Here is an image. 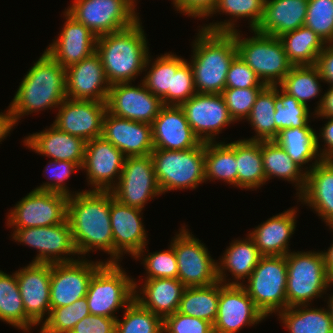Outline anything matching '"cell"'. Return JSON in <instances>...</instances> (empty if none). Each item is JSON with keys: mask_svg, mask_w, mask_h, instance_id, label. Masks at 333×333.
Returning a JSON list of instances; mask_svg holds the SVG:
<instances>
[{"mask_svg": "<svg viewBox=\"0 0 333 333\" xmlns=\"http://www.w3.org/2000/svg\"><path fill=\"white\" fill-rule=\"evenodd\" d=\"M151 126L154 149L182 151L201 143L180 106L164 105Z\"/></svg>", "mask_w": 333, "mask_h": 333, "instance_id": "cell-25", "label": "cell"}, {"mask_svg": "<svg viewBox=\"0 0 333 333\" xmlns=\"http://www.w3.org/2000/svg\"><path fill=\"white\" fill-rule=\"evenodd\" d=\"M227 248L220 259L221 263H217L218 281L224 285H242L243 282L238 281L249 278L262 255L249 235L246 239L233 241ZM226 270L234 276V281H226Z\"/></svg>", "mask_w": 333, "mask_h": 333, "instance_id": "cell-32", "label": "cell"}, {"mask_svg": "<svg viewBox=\"0 0 333 333\" xmlns=\"http://www.w3.org/2000/svg\"><path fill=\"white\" fill-rule=\"evenodd\" d=\"M135 0H74L66 12L97 37L121 31L140 19Z\"/></svg>", "mask_w": 333, "mask_h": 333, "instance_id": "cell-10", "label": "cell"}, {"mask_svg": "<svg viewBox=\"0 0 333 333\" xmlns=\"http://www.w3.org/2000/svg\"><path fill=\"white\" fill-rule=\"evenodd\" d=\"M264 0H218L215 8L208 15L226 13L232 18H249L251 30H255L263 17Z\"/></svg>", "mask_w": 333, "mask_h": 333, "instance_id": "cell-48", "label": "cell"}, {"mask_svg": "<svg viewBox=\"0 0 333 333\" xmlns=\"http://www.w3.org/2000/svg\"><path fill=\"white\" fill-rule=\"evenodd\" d=\"M170 243L178 264L177 278L185 287H204L218 282L217 262L211 258L205 244L185 226Z\"/></svg>", "mask_w": 333, "mask_h": 333, "instance_id": "cell-11", "label": "cell"}, {"mask_svg": "<svg viewBox=\"0 0 333 333\" xmlns=\"http://www.w3.org/2000/svg\"><path fill=\"white\" fill-rule=\"evenodd\" d=\"M218 0H173L177 11L191 17L207 18L215 8Z\"/></svg>", "mask_w": 333, "mask_h": 333, "instance_id": "cell-56", "label": "cell"}, {"mask_svg": "<svg viewBox=\"0 0 333 333\" xmlns=\"http://www.w3.org/2000/svg\"><path fill=\"white\" fill-rule=\"evenodd\" d=\"M120 266L104 263L90 279L86 294L90 314L117 319L114 313L134 300L135 281Z\"/></svg>", "mask_w": 333, "mask_h": 333, "instance_id": "cell-8", "label": "cell"}, {"mask_svg": "<svg viewBox=\"0 0 333 333\" xmlns=\"http://www.w3.org/2000/svg\"><path fill=\"white\" fill-rule=\"evenodd\" d=\"M328 312H329V315L331 316V319L333 321V294L329 297V300H328Z\"/></svg>", "mask_w": 333, "mask_h": 333, "instance_id": "cell-62", "label": "cell"}, {"mask_svg": "<svg viewBox=\"0 0 333 333\" xmlns=\"http://www.w3.org/2000/svg\"><path fill=\"white\" fill-rule=\"evenodd\" d=\"M316 131L310 127L309 123L305 127L282 129L277 138V142L288 154V156L303 170L304 164L315 159L312 166L305 168L308 173L315 164L319 163L322 158L319 154L320 143ZM307 169V171H306ZM309 169V170H308Z\"/></svg>", "mask_w": 333, "mask_h": 333, "instance_id": "cell-33", "label": "cell"}, {"mask_svg": "<svg viewBox=\"0 0 333 333\" xmlns=\"http://www.w3.org/2000/svg\"><path fill=\"white\" fill-rule=\"evenodd\" d=\"M287 263V307L309 305L332 285L328 278L323 251L289 252Z\"/></svg>", "mask_w": 333, "mask_h": 333, "instance_id": "cell-7", "label": "cell"}, {"mask_svg": "<svg viewBox=\"0 0 333 333\" xmlns=\"http://www.w3.org/2000/svg\"><path fill=\"white\" fill-rule=\"evenodd\" d=\"M219 281L204 287H186L178 312L214 324L218 311Z\"/></svg>", "mask_w": 333, "mask_h": 333, "instance_id": "cell-40", "label": "cell"}, {"mask_svg": "<svg viewBox=\"0 0 333 333\" xmlns=\"http://www.w3.org/2000/svg\"><path fill=\"white\" fill-rule=\"evenodd\" d=\"M281 90V91H279ZM309 108L277 86L275 105V139L282 129L305 127L309 123Z\"/></svg>", "mask_w": 333, "mask_h": 333, "instance_id": "cell-45", "label": "cell"}, {"mask_svg": "<svg viewBox=\"0 0 333 333\" xmlns=\"http://www.w3.org/2000/svg\"><path fill=\"white\" fill-rule=\"evenodd\" d=\"M66 219L79 256L95 248L110 254L105 263H114L110 191L85 190L69 196Z\"/></svg>", "mask_w": 333, "mask_h": 333, "instance_id": "cell-1", "label": "cell"}, {"mask_svg": "<svg viewBox=\"0 0 333 333\" xmlns=\"http://www.w3.org/2000/svg\"><path fill=\"white\" fill-rule=\"evenodd\" d=\"M163 333H214L213 324L178 311L163 319Z\"/></svg>", "mask_w": 333, "mask_h": 333, "instance_id": "cell-53", "label": "cell"}, {"mask_svg": "<svg viewBox=\"0 0 333 333\" xmlns=\"http://www.w3.org/2000/svg\"><path fill=\"white\" fill-rule=\"evenodd\" d=\"M125 158L126 156L103 136L87 141L81 168L86 170L88 184L94 187L92 189L110 191L117 184V179H120Z\"/></svg>", "mask_w": 333, "mask_h": 333, "instance_id": "cell-21", "label": "cell"}, {"mask_svg": "<svg viewBox=\"0 0 333 333\" xmlns=\"http://www.w3.org/2000/svg\"><path fill=\"white\" fill-rule=\"evenodd\" d=\"M196 37L192 60L189 61L196 92L221 94L230 63L237 55L235 36L231 32L200 29Z\"/></svg>", "mask_w": 333, "mask_h": 333, "instance_id": "cell-5", "label": "cell"}, {"mask_svg": "<svg viewBox=\"0 0 333 333\" xmlns=\"http://www.w3.org/2000/svg\"><path fill=\"white\" fill-rule=\"evenodd\" d=\"M277 103V86H265L258 96L247 121L256 131L251 141L275 140V105Z\"/></svg>", "mask_w": 333, "mask_h": 333, "instance_id": "cell-41", "label": "cell"}, {"mask_svg": "<svg viewBox=\"0 0 333 333\" xmlns=\"http://www.w3.org/2000/svg\"><path fill=\"white\" fill-rule=\"evenodd\" d=\"M298 200L317 212L326 225H333V159H322L309 170Z\"/></svg>", "mask_w": 333, "mask_h": 333, "instance_id": "cell-28", "label": "cell"}, {"mask_svg": "<svg viewBox=\"0 0 333 333\" xmlns=\"http://www.w3.org/2000/svg\"><path fill=\"white\" fill-rule=\"evenodd\" d=\"M265 316L255 306L242 285H224L219 281L214 333H237L243 326L258 324Z\"/></svg>", "mask_w": 333, "mask_h": 333, "instance_id": "cell-18", "label": "cell"}, {"mask_svg": "<svg viewBox=\"0 0 333 333\" xmlns=\"http://www.w3.org/2000/svg\"><path fill=\"white\" fill-rule=\"evenodd\" d=\"M141 25L139 20L129 28L97 37L96 52L110 85L132 82L149 67V47Z\"/></svg>", "mask_w": 333, "mask_h": 333, "instance_id": "cell-3", "label": "cell"}, {"mask_svg": "<svg viewBox=\"0 0 333 333\" xmlns=\"http://www.w3.org/2000/svg\"><path fill=\"white\" fill-rule=\"evenodd\" d=\"M236 19L210 23L201 29L209 32H231L235 36L237 54L256 73L266 86L279 85L293 64L288 60L278 37L259 33L243 38L235 29ZM243 38V39H242Z\"/></svg>", "mask_w": 333, "mask_h": 333, "instance_id": "cell-4", "label": "cell"}, {"mask_svg": "<svg viewBox=\"0 0 333 333\" xmlns=\"http://www.w3.org/2000/svg\"><path fill=\"white\" fill-rule=\"evenodd\" d=\"M110 84L102 60L95 51L79 63L66 68V96L70 99L107 101Z\"/></svg>", "mask_w": 333, "mask_h": 333, "instance_id": "cell-22", "label": "cell"}, {"mask_svg": "<svg viewBox=\"0 0 333 333\" xmlns=\"http://www.w3.org/2000/svg\"><path fill=\"white\" fill-rule=\"evenodd\" d=\"M297 210L294 208L277 214L255 227L248 235L262 256H286L289 240L294 234Z\"/></svg>", "mask_w": 333, "mask_h": 333, "instance_id": "cell-29", "label": "cell"}, {"mask_svg": "<svg viewBox=\"0 0 333 333\" xmlns=\"http://www.w3.org/2000/svg\"><path fill=\"white\" fill-rule=\"evenodd\" d=\"M12 236L20 244L23 243L38 250L39 254L32 263L54 264L78 260L73 259L72 256L68 257L78 253L67 219L53 226L15 228Z\"/></svg>", "mask_w": 333, "mask_h": 333, "instance_id": "cell-13", "label": "cell"}, {"mask_svg": "<svg viewBox=\"0 0 333 333\" xmlns=\"http://www.w3.org/2000/svg\"><path fill=\"white\" fill-rule=\"evenodd\" d=\"M142 285V289H139L140 294H138L137 282H134V299L142 307L151 310L162 319L178 310L186 288L178 278L146 279Z\"/></svg>", "mask_w": 333, "mask_h": 333, "instance_id": "cell-30", "label": "cell"}, {"mask_svg": "<svg viewBox=\"0 0 333 333\" xmlns=\"http://www.w3.org/2000/svg\"><path fill=\"white\" fill-rule=\"evenodd\" d=\"M256 73L237 54L230 63L225 88L265 87Z\"/></svg>", "mask_w": 333, "mask_h": 333, "instance_id": "cell-54", "label": "cell"}, {"mask_svg": "<svg viewBox=\"0 0 333 333\" xmlns=\"http://www.w3.org/2000/svg\"><path fill=\"white\" fill-rule=\"evenodd\" d=\"M205 180H224L238 187V169L235 158V141L205 142ZM208 179V180H207Z\"/></svg>", "mask_w": 333, "mask_h": 333, "instance_id": "cell-39", "label": "cell"}, {"mask_svg": "<svg viewBox=\"0 0 333 333\" xmlns=\"http://www.w3.org/2000/svg\"><path fill=\"white\" fill-rule=\"evenodd\" d=\"M196 93L192 68L186 60L176 71H172V90H168L162 103L180 106Z\"/></svg>", "mask_w": 333, "mask_h": 333, "instance_id": "cell-50", "label": "cell"}, {"mask_svg": "<svg viewBox=\"0 0 333 333\" xmlns=\"http://www.w3.org/2000/svg\"><path fill=\"white\" fill-rule=\"evenodd\" d=\"M13 129L12 124L10 123L9 110L5 113H0V142L2 139L10 134V131Z\"/></svg>", "mask_w": 333, "mask_h": 333, "instance_id": "cell-60", "label": "cell"}, {"mask_svg": "<svg viewBox=\"0 0 333 333\" xmlns=\"http://www.w3.org/2000/svg\"><path fill=\"white\" fill-rule=\"evenodd\" d=\"M131 84L110 85L107 111L120 118L152 124L164 106L162 100L151 93L143 82L138 86Z\"/></svg>", "mask_w": 333, "mask_h": 333, "instance_id": "cell-16", "label": "cell"}, {"mask_svg": "<svg viewBox=\"0 0 333 333\" xmlns=\"http://www.w3.org/2000/svg\"><path fill=\"white\" fill-rule=\"evenodd\" d=\"M66 96V68L46 51L24 76L8 107L12 127L25 114L58 108Z\"/></svg>", "mask_w": 333, "mask_h": 333, "instance_id": "cell-2", "label": "cell"}, {"mask_svg": "<svg viewBox=\"0 0 333 333\" xmlns=\"http://www.w3.org/2000/svg\"><path fill=\"white\" fill-rule=\"evenodd\" d=\"M141 211L118 202L110 191V221L114 241V263L121 255L138 258L145 252L147 234L143 227ZM124 253V254H123Z\"/></svg>", "mask_w": 333, "mask_h": 333, "instance_id": "cell-19", "label": "cell"}, {"mask_svg": "<svg viewBox=\"0 0 333 333\" xmlns=\"http://www.w3.org/2000/svg\"><path fill=\"white\" fill-rule=\"evenodd\" d=\"M51 126L29 135L25 138L24 144L36 151L35 153L48 156L52 160L71 161L82 167L86 141L59 130L53 124Z\"/></svg>", "mask_w": 333, "mask_h": 333, "instance_id": "cell-27", "label": "cell"}, {"mask_svg": "<svg viewBox=\"0 0 333 333\" xmlns=\"http://www.w3.org/2000/svg\"><path fill=\"white\" fill-rule=\"evenodd\" d=\"M317 117L333 118V86H330L327 92L322 95L317 108L315 109Z\"/></svg>", "mask_w": 333, "mask_h": 333, "instance_id": "cell-59", "label": "cell"}, {"mask_svg": "<svg viewBox=\"0 0 333 333\" xmlns=\"http://www.w3.org/2000/svg\"><path fill=\"white\" fill-rule=\"evenodd\" d=\"M66 263L51 264L50 305L58 308L71 305L86 297L90 279L105 263L80 259Z\"/></svg>", "mask_w": 333, "mask_h": 333, "instance_id": "cell-15", "label": "cell"}, {"mask_svg": "<svg viewBox=\"0 0 333 333\" xmlns=\"http://www.w3.org/2000/svg\"><path fill=\"white\" fill-rule=\"evenodd\" d=\"M308 306L287 307L278 314L289 333H333V321L328 310Z\"/></svg>", "mask_w": 333, "mask_h": 333, "instance_id": "cell-38", "label": "cell"}, {"mask_svg": "<svg viewBox=\"0 0 333 333\" xmlns=\"http://www.w3.org/2000/svg\"><path fill=\"white\" fill-rule=\"evenodd\" d=\"M58 110L53 125L59 130L86 142L102 136L103 120L107 112L106 101L66 98Z\"/></svg>", "mask_w": 333, "mask_h": 333, "instance_id": "cell-20", "label": "cell"}, {"mask_svg": "<svg viewBox=\"0 0 333 333\" xmlns=\"http://www.w3.org/2000/svg\"><path fill=\"white\" fill-rule=\"evenodd\" d=\"M329 119L325 126L321 129L319 135H316L322 138L323 142L325 143L324 149L319 151V154L322 159H333V118L325 117Z\"/></svg>", "mask_w": 333, "mask_h": 333, "instance_id": "cell-58", "label": "cell"}, {"mask_svg": "<svg viewBox=\"0 0 333 333\" xmlns=\"http://www.w3.org/2000/svg\"><path fill=\"white\" fill-rule=\"evenodd\" d=\"M150 156L162 194L176 189H195L206 181L205 142L182 151L153 149Z\"/></svg>", "mask_w": 333, "mask_h": 333, "instance_id": "cell-6", "label": "cell"}, {"mask_svg": "<svg viewBox=\"0 0 333 333\" xmlns=\"http://www.w3.org/2000/svg\"><path fill=\"white\" fill-rule=\"evenodd\" d=\"M242 287L265 316L287 308V263L285 256H261Z\"/></svg>", "mask_w": 333, "mask_h": 333, "instance_id": "cell-9", "label": "cell"}, {"mask_svg": "<svg viewBox=\"0 0 333 333\" xmlns=\"http://www.w3.org/2000/svg\"><path fill=\"white\" fill-rule=\"evenodd\" d=\"M315 66L324 82L333 86V43L326 44L323 51L317 57Z\"/></svg>", "mask_w": 333, "mask_h": 333, "instance_id": "cell-57", "label": "cell"}, {"mask_svg": "<svg viewBox=\"0 0 333 333\" xmlns=\"http://www.w3.org/2000/svg\"><path fill=\"white\" fill-rule=\"evenodd\" d=\"M261 155L266 181L270 180L272 176L279 177L296 183L297 196L303 192L307 173L288 156L277 142L274 140L261 141Z\"/></svg>", "mask_w": 333, "mask_h": 333, "instance_id": "cell-34", "label": "cell"}, {"mask_svg": "<svg viewBox=\"0 0 333 333\" xmlns=\"http://www.w3.org/2000/svg\"><path fill=\"white\" fill-rule=\"evenodd\" d=\"M124 311L123 320H116L115 333H163V319L135 299Z\"/></svg>", "mask_w": 333, "mask_h": 333, "instance_id": "cell-44", "label": "cell"}, {"mask_svg": "<svg viewBox=\"0 0 333 333\" xmlns=\"http://www.w3.org/2000/svg\"><path fill=\"white\" fill-rule=\"evenodd\" d=\"M264 87L225 88L221 95L234 122L247 119L256 97Z\"/></svg>", "mask_w": 333, "mask_h": 333, "instance_id": "cell-49", "label": "cell"}, {"mask_svg": "<svg viewBox=\"0 0 333 333\" xmlns=\"http://www.w3.org/2000/svg\"><path fill=\"white\" fill-rule=\"evenodd\" d=\"M115 318L89 314L76 323L70 333H115Z\"/></svg>", "mask_w": 333, "mask_h": 333, "instance_id": "cell-55", "label": "cell"}, {"mask_svg": "<svg viewBox=\"0 0 333 333\" xmlns=\"http://www.w3.org/2000/svg\"><path fill=\"white\" fill-rule=\"evenodd\" d=\"M110 191L118 202L140 210L149 199L161 195L150 154L126 157L120 179Z\"/></svg>", "mask_w": 333, "mask_h": 333, "instance_id": "cell-12", "label": "cell"}, {"mask_svg": "<svg viewBox=\"0 0 333 333\" xmlns=\"http://www.w3.org/2000/svg\"><path fill=\"white\" fill-rule=\"evenodd\" d=\"M235 158L238 169V187L257 189L266 183L261 155V141L241 139L235 141Z\"/></svg>", "mask_w": 333, "mask_h": 333, "instance_id": "cell-35", "label": "cell"}, {"mask_svg": "<svg viewBox=\"0 0 333 333\" xmlns=\"http://www.w3.org/2000/svg\"><path fill=\"white\" fill-rule=\"evenodd\" d=\"M330 230H333V225H329ZM325 259V268L330 281H333V243L327 251L323 252Z\"/></svg>", "mask_w": 333, "mask_h": 333, "instance_id": "cell-61", "label": "cell"}, {"mask_svg": "<svg viewBox=\"0 0 333 333\" xmlns=\"http://www.w3.org/2000/svg\"><path fill=\"white\" fill-rule=\"evenodd\" d=\"M17 283L26 315L39 325L49 316L51 264L31 263L16 271ZM47 312V313H46Z\"/></svg>", "mask_w": 333, "mask_h": 333, "instance_id": "cell-23", "label": "cell"}, {"mask_svg": "<svg viewBox=\"0 0 333 333\" xmlns=\"http://www.w3.org/2000/svg\"><path fill=\"white\" fill-rule=\"evenodd\" d=\"M102 136L126 157L146 156L154 149L151 124L120 118L108 111L103 120Z\"/></svg>", "mask_w": 333, "mask_h": 333, "instance_id": "cell-24", "label": "cell"}, {"mask_svg": "<svg viewBox=\"0 0 333 333\" xmlns=\"http://www.w3.org/2000/svg\"><path fill=\"white\" fill-rule=\"evenodd\" d=\"M180 107L201 142H214L219 132L234 122L221 94L196 93Z\"/></svg>", "mask_w": 333, "mask_h": 333, "instance_id": "cell-17", "label": "cell"}, {"mask_svg": "<svg viewBox=\"0 0 333 333\" xmlns=\"http://www.w3.org/2000/svg\"><path fill=\"white\" fill-rule=\"evenodd\" d=\"M67 201L66 195L34 189L10 211L7 225L14 229L61 224L66 220Z\"/></svg>", "mask_w": 333, "mask_h": 333, "instance_id": "cell-14", "label": "cell"}, {"mask_svg": "<svg viewBox=\"0 0 333 333\" xmlns=\"http://www.w3.org/2000/svg\"><path fill=\"white\" fill-rule=\"evenodd\" d=\"M169 249V250H168ZM167 250L144 255L143 264L146 269V279L177 278L178 264L172 245Z\"/></svg>", "mask_w": 333, "mask_h": 333, "instance_id": "cell-51", "label": "cell"}, {"mask_svg": "<svg viewBox=\"0 0 333 333\" xmlns=\"http://www.w3.org/2000/svg\"><path fill=\"white\" fill-rule=\"evenodd\" d=\"M0 320L25 332L37 326L26 315L16 272L8 275L0 270Z\"/></svg>", "mask_w": 333, "mask_h": 333, "instance_id": "cell-37", "label": "cell"}, {"mask_svg": "<svg viewBox=\"0 0 333 333\" xmlns=\"http://www.w3.org/2000/svg\"><path fill=\"white\" fill-rule=\"evenodd\" d=\"M288 60L293 66L315 65L326 43L306 26L299 27L278 37Z\"/></svg>", "mask_w": 333, "mask_h": 333, "instance_id": "cell-36", "label": "cell"}, {"mask_svg": "<svg viewBox=\"0 0 333 333\" xmlns=\"http://www.w3.org/2000/svg\"><path fill=\"white\" fill-rule=\"evenodd\" d=\"M45 169V171H48L51 175L49 180L52 182L48 181L43 183V185L35 188V190L60 193L68 197L73 195L67 188V185L65 186L66 183L64 181L67 180L75 170L82 169L79 164L71 161H57L51 159Z\"/></svg>", "mask_w": 333, "mask_h": 333, "instance_id": "cell-52", "label": "cell"}, {"mask_svg": "<svg viewBox=\"0 0 333 333\" xmlns=\"http://www.w3.org/2000/svg\"><path fill=\"white\" fill-rule=\"evenodd\" d=\"M319 80L324 82L315 65H299L293 66L278 86L298 102L308 106L307 100L320 96Z\"/></svg>", "mask_w": 333, "mask_h": 333, "instance_id": "cell-42", "label": "cell"}, {"mask_svg": "<svg viewBox=\"0 0 333 333\" xmlns=\"http://www.w3.org/2000/svg\"><path fill=\"white\" fill-rule=\"evenodd\" d=\"M308 0H264L263 17L255 29L259 33L280 37L304 26Z\"/></svg>", "mask_w": 333, "mask_h": 333, "instance_id": "cell-31", "label": "cell"}, {"mask_svg": "<svg viewBox=\"0 0 333 333\" xmlns=\"http://www.w3.org/2000/svg\"><path fill=\"white\" fill-rule=\"evenodd\" d=\"M89 314L86 297L68 306L51 308L49 316L41 324L40 333H70L76 323Z\"/></svg>", "mask_w": 333, "mask_h": 333, "instance_id": "cell-46", "label": "cell"}, {"mask_svg": "<svg viewBox=\"0 0 333 333\" xmlns=\"http://www.w3.org/2000/svg\"><path fill=\"white\" fill-rule=\"evenodd\" d=\"M66 22L59 38L46 48V52L62 67L79 63L96 51L97 36L66 11Z\"/></svg>", "mask_w": 333, "mask_h": 333, "instance_id": "cell-26", "label": "cell"}, {"mask_svg": "<svg viewBox=\"0 0 333 333\" xmlns=\"http://www.w3.org/2000/svg\"><path fill=\"white\" fill-rule=\"evenodd\" d=\"M185 61L171 52L158 56L143 77L144 86L162 100L168 94V90H172V71H176Z\"/></svg>", "mask_w": 333, "mask_h": 333, "instance_id": "cell-43", "label": "cell"}, {"mask_svg": "<svg viewBox=\"0 0 333 333\" xmlns=\"http://www.w3.org/2000/svg\"><path fill=\"white\" fill-rule=\"evenodd\" d=\"M304 26L326 44L333 43V0H308Z\"/></svg>", "mask_w": 333, "mask_h": 333, "instance_id": "cell-47", "label": "cell"}]
</instances>
